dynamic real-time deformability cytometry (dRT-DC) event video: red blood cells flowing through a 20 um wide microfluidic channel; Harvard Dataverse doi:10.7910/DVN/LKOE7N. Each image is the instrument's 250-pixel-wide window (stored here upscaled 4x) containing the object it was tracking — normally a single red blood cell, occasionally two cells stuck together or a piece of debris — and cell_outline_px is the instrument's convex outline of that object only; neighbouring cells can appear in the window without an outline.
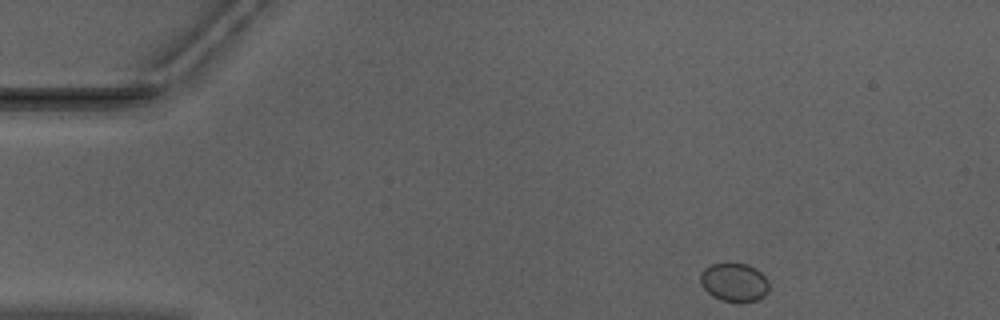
{"species": "Egyptian fruit bat (a non-hibernating species)", "species_latin": "Rousettus aegyptiacus", "temperature_condition": "warm", "stored_images_in_passage": 47, "segment_of_instrument_passage": [1, 2], "camera_frame_rate_fps": 3000, "um_per_image_px": 0.085, "animal": {"sex": "male"}, "frame": {"image": 1, "passage_image": 1, "time_ms": 0.0, "image_size_px": [1000, 320], "cell_outline_px": [[768, 292], [764, 296], [756, 300], [724, 300], [712, 296], [700, 284], [700, 272], [704, 268], [712, 264], [748, 264], [756, 268], [768, 280]], "centroid_in_image_um": [62.39, 23.96], "position_along_channel_um": 22.6, "area_um2": 15.09}}
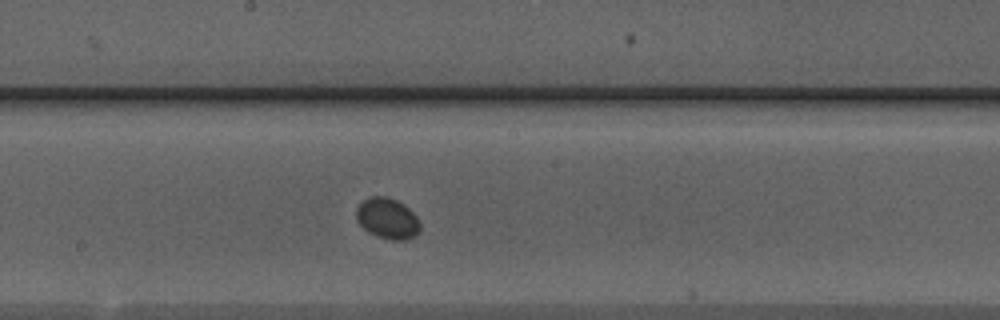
{"frame": {"image": 2, "passage_image": 22, "time_ms": 7.0, "image_size_px": [1000, 320], "cell_outline_px": [[420, 232], [416, 236], [404, 240], [392, 240], [376, 236], [368, 232], [356, 220], [356, 208], [368, 196], [388, 196], [404, 204], [416, 216], [420, 224]], "centroid_in_image_um": [32.93, 18.57], "position_along_channel_um": 215.3, "area_um2": 15.32}}
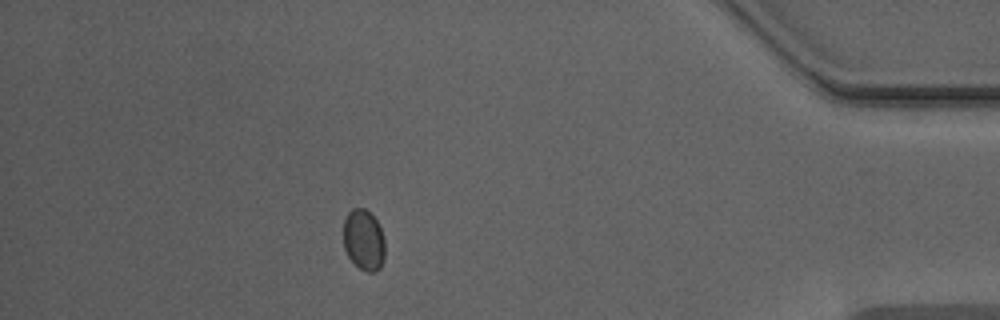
{"frame": {"image": 3, "passage_image": 40, "time_ms": 13.0, "image_size_px": [1000, 320], "cell_outline_px": [[384, 260], [380, 268], [376, 272], [368, 272], [360, 268], [348, 256], [344, 248], [344, 220], [348, 212], [352, 208], [364, 208], [376, 220], [380, 228], [384, 240]], "centroid_in_image_um": [30.92, 20.4], "position_along_channel_um": 404.3, "area_um2": 14.62}}